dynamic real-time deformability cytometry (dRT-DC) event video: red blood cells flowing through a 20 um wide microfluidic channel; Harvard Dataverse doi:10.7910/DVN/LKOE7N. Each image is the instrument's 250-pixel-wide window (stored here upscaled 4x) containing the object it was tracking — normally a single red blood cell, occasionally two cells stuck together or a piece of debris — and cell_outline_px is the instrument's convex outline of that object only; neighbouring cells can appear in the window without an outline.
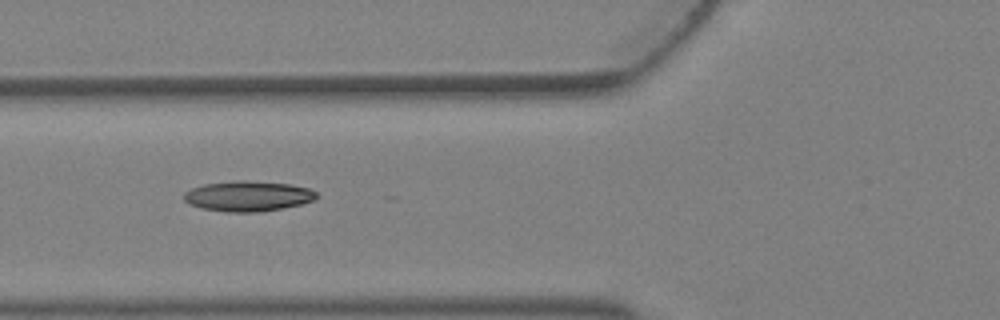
{"species": "Egyptian fruit bat (a non-hibernating species)", "species_latin": "Rousettus aegyptiacus", "temperature_condition": "warm", "stored_images_in_passage": 5, "camera_frame_rate_fps": 3000, "um_per_image_px": 0.085, "animal": {"sex": "female"}, "frame": {"image": 1, "passage_image": 5, "time_ms": 1.333, "image_size_px": [1000, 320], "cell_outline_px": [[320, 196], [312, 200], [300, 204], [284, 208], [260, 212], [224, 212], [200, 208], [184, 200], [184, 192], [192, 188], [204, 184], [244, 180], [248, 180], [288, 184], [308, 188], [316, 192]], "centroid_in_image_um": [21.08, 16.68], "position_along_channel_um": 104.7, "area_um2": 23.35}}